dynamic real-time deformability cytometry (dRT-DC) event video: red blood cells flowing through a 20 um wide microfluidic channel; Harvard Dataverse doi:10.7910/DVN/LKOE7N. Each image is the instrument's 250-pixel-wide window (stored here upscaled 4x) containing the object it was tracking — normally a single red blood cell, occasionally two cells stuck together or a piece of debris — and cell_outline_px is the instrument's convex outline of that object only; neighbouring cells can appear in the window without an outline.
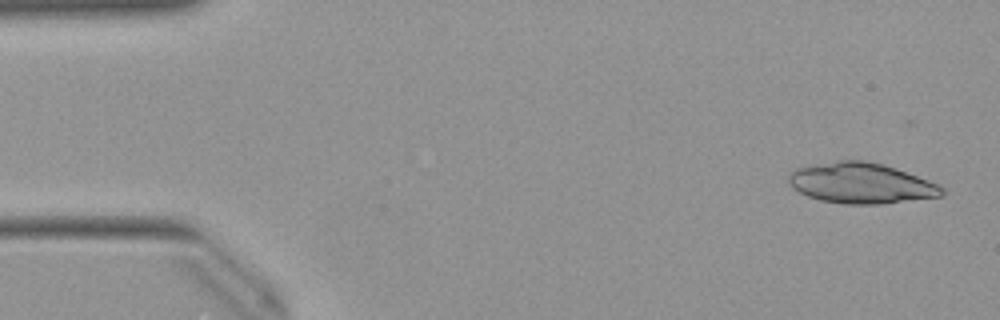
{"species": "Egyptian fruit bat (a non-hibernating species)", "species_latin": "Rousettus aegyptiacus", "temperature_condition": "warm", "stored_images_in_passage": 49, "camera_frame_rate_fps": 3000, "um_per_image_px": 0.085, "animal": {"sex": "female"}, "frame": {"image": 1, "passage_image": 2, "time_ms": 0.333, "image_size_px": [1000, 320], "cell_outline_px": [[944, 192], [940, 196], [880, 204], [844, 204], [820, 200], [808, 196], [792, 188], [788, 184], [788, 180], [792, 172], [796, 168], [836, 160], [864, 160], [880, 164], [940, 184], [944, 188]], "centroid_in_image_um": [73.16, 15.58], "position_along_channel_um": 11.8, "area_um2": 35.84}}